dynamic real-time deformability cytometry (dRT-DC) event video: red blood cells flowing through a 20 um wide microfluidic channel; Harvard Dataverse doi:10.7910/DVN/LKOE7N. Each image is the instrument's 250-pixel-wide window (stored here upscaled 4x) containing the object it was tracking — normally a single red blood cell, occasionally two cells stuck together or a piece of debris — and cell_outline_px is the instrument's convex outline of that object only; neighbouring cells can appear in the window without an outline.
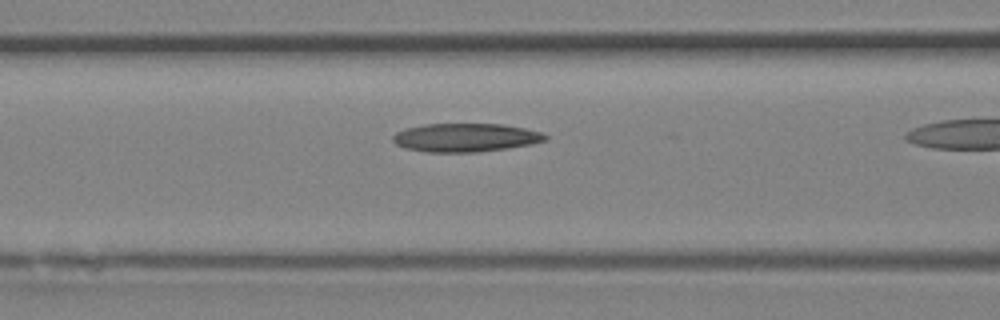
{"species": "Egyptian fruit bat (a non-hibernating species)", "species_latin": "Rousettus aegyptiacus", "temperature_condition": "room temperature", "stored_images_in_passage": 26, "camera_frame_rate_fps": 3000, "um_per_image_px": 0.085, "animal": {"sex": "female"}, "frame": {"image": 1, "passage_image": 12, "time_ms": 3.667, "image_size_px": [1000, 320], "cell_outline_px": [[548, 140], [532, 144], [508, 148], [476, 152], [428, 152], [404, 148], [396, 144], [392, 140], [392, 136], [396, 132], [404, 128], [424, 124], [500, 124], [524, 128], [540, 132], [548, 136]], "centroid_in_image_um": [39.55, 11.69], "position_along_channel_um": 127.1, "area_um2": 25.37}}